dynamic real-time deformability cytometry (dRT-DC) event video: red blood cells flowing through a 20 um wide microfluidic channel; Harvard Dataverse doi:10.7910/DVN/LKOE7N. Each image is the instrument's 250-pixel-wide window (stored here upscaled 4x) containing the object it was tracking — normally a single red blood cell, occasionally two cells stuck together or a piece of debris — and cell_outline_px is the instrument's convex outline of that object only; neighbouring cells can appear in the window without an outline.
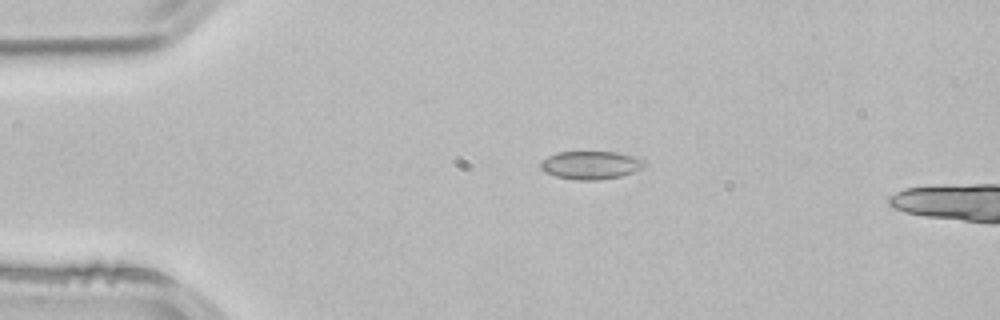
{"species": "common noctule bat (a hibernating species)", "species_latin": "Nyctalus noctula", "temperature_condition": "room temperature", "stored_images_in_passage": 3, "camera_frame_rate_fps": 3000, "um_per_image_px": 0.085, "animal": {"sex": "male", "body_mass_g": 21.5, "forearm_length_mm": 52.0}, "frame": {"image": 1, "passage_image": 2, "time_ms": 0.333, "image_size_px": [1000, 320], "cell_outline_px": [[648, 164], [632, 172], [620, 176], [600, 180], [576, 180], [556, 176], [540, 168], [540, 164], [548, 156], [556, 152], [616, 152], [640, 156]], "centroid_in_image_um": [50.28, 14.02], "position_along_channel_um": 34.7, "area_um2": 17.05}}